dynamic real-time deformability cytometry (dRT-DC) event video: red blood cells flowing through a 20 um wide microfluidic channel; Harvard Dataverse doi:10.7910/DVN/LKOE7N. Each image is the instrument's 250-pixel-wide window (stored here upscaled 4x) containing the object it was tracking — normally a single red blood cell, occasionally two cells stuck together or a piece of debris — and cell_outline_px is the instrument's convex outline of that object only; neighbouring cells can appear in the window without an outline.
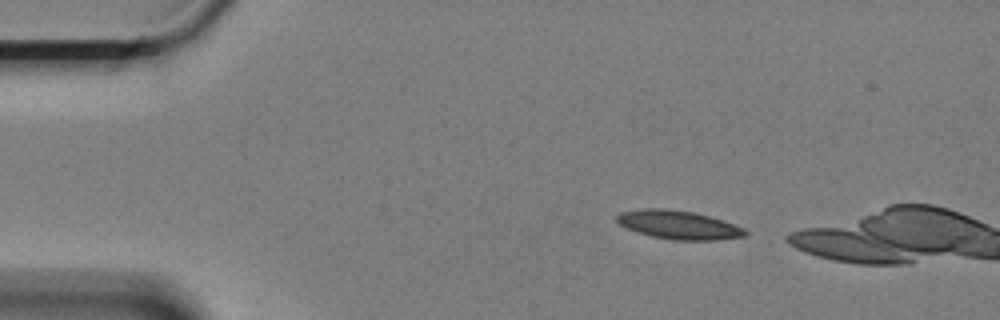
{"species": "Egyptian fruit bat (a non-hibernating species)", "species_latin": "Rousettus aegyptiacus", "temperature_condition": "cold", "stored_images_in_passage": 6, "camera_frame_rate_fps": 3000, "um_per_image_px": 0.085, "animal": {"sex": "female"}, "frame": {"image": 1, "passage_image": 1, "time_ms": 0.0, "image_size_px": [1000, 320], "cell_outline_px": [[748, 236], [716, 240], [672, 240], [652, 236], [636, 232], [620, 224], [616, 220], [616, 216], [620, 212], [640, 208], [664, 208], [692, 212], [708, 216], [744, 228], [748, 232]], "centroid_in_image_um": [57.66, 19.11], "position_along_channel_um": 27.3, "area_um2": 21.33}}